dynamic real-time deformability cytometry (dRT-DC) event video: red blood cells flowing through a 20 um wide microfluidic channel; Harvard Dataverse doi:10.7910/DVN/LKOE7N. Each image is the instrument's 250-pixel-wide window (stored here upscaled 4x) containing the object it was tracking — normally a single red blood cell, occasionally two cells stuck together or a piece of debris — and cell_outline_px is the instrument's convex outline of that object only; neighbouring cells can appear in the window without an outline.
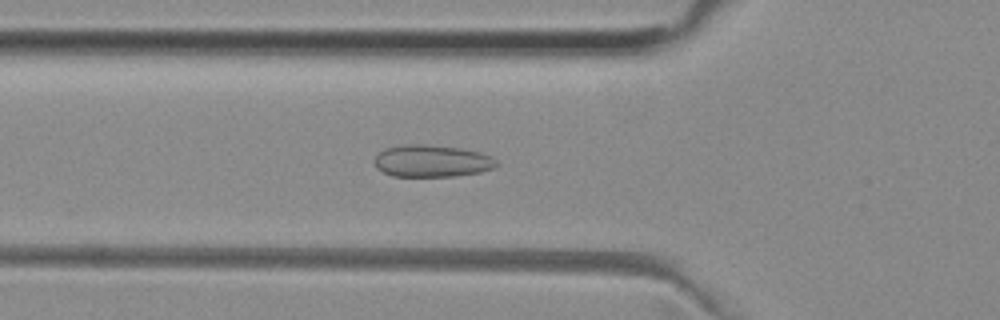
{"species": "common noctule bat (a hibernating species)", "species_latin": "Nyctalus noctula", "temperature_condition": "room temperature", "stored_images_in_passage": 36, "camera_frame_rate_fps": 3000, "um_per_image_px": 0.085, "animal": {"sex": "female", "body_mass_g": 29.2, "forearm_length_mm": 56.3}, "frame": {"image": 1, "passage_image": 2, "time_ms": 0.333, "image_size_px": [1000, 320], "cell_outline_px": [[500, 164], [492, 168], [480, 172], [456, 176], [392, 176], [376, 168], [376, 156], [384, 148], [404, 144], [420, 144], [460, 148], [480, 152], [496, 160]], "centroid_in_image_um": [36.71, 13.68], "position_along_channel_um": 89.1, "area_um2": 22.66}}
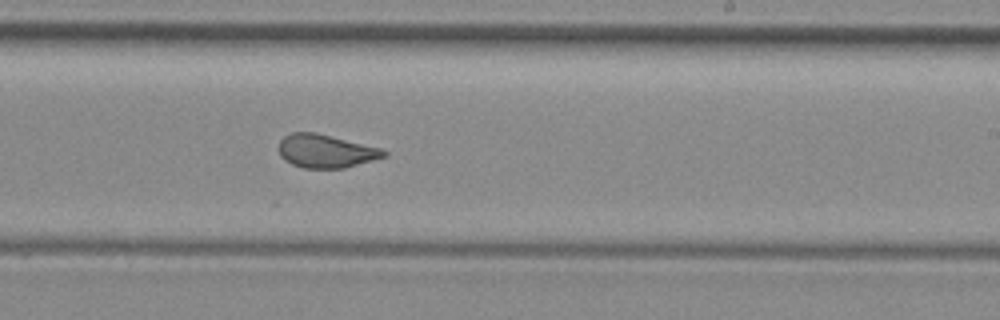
{"frame": {"image": 2, "passage_image": 15, "time_ms": 4.667, "image_size_px": [1000, 320], "cell_outline_px": [[388, 156], [344, 168], [304, 168], [292, 164], [284, 160], [280, 156], [280, 140], [284, 136], [292, 132], [316, 132], [380, 148], [388, 152]], "centroid_in_image_um": [27.7, 12.84], "position_along_channel_um": 261.3, "area_um2": 20.35}}
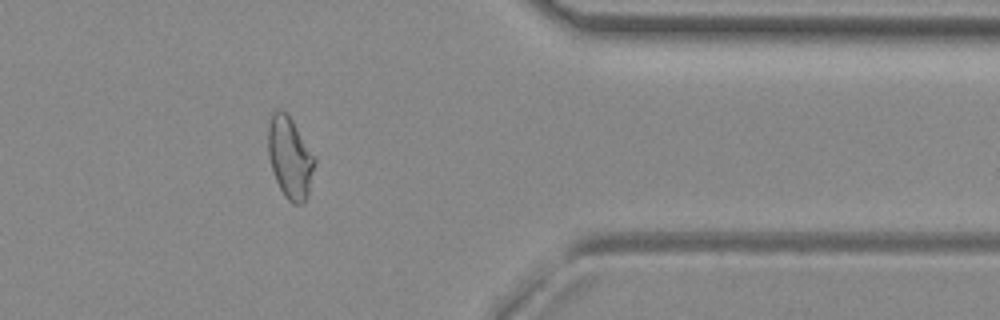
{"frame": {"image": 3, "passage_image": 26, "time_ms": 8.333, "image_size_px": [1000, 320], "cell_outline_px": [[316, 160], [308, 196], [300, 204], [292, 204], [284, 196], [276, 180], [268, 156], [268, 128], [272, 112], [276, 108], [280, 108], [288, 112], [316, 156]], "centroid_in_image_um": [24.66, 13.34], "position_along_channel_um": 386.7, "area_um2": 22.54}}